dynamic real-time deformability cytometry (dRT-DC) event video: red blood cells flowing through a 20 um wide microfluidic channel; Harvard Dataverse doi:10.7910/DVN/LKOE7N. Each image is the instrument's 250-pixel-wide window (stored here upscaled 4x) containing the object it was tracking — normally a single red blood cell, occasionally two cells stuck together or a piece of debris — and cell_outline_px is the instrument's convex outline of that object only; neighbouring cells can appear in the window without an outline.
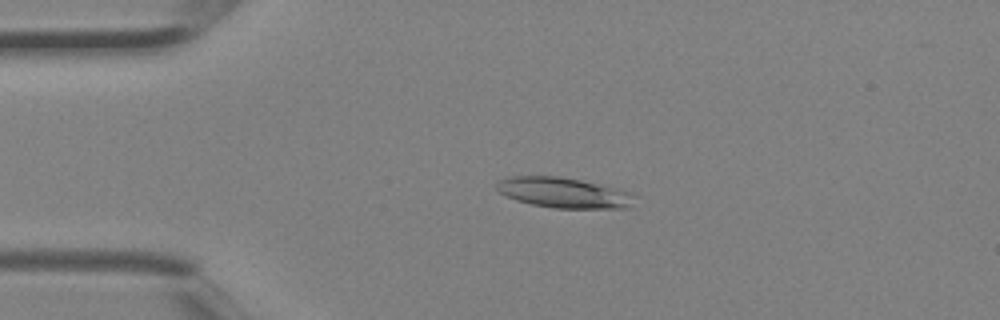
{"species": "Egyptian fruit bat (a non-hibernating species)", "species_latin": "Rousettus aegyptiacus", "temperature_condition": "room temperature", "stored_images_in_passage": 4, "camera_frame_rate_fps": 3000, "um_per_image_px": 0.085, "animal": {"sex": "female"}, "frame": {"image": 1, "passage_image": 3, "time_ms": 0.667, "image_size_px": [1000, 320], "cell_outline_px": [[636, 196], [632, 208], [552, 208], [532, 204], [516, 200], [500, 192], [496, 188], [496, 184], [500, 180], [508, 176], [560, 176], [600, 184], [632, 192]], "centroid_in_image_um": [47.97, 16.38], "position_along_channel_um": 37.0, "area_um2": 24.57}}